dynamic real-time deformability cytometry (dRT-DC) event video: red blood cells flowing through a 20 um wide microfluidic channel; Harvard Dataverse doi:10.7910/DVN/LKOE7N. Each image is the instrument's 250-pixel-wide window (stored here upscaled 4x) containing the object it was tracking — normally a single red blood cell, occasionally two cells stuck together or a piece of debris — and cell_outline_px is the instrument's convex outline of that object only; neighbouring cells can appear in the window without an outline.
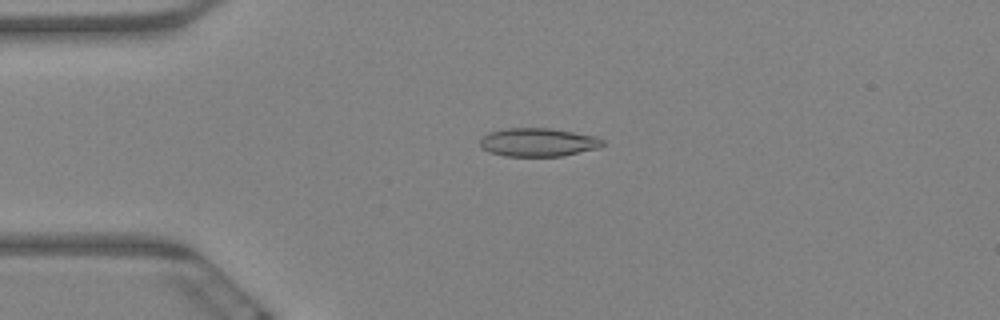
{"species": "Egyptian fruit bat (a non-hibernating species)", "species_latin": "Rousettus aegyptiacus", "temperature_condition": "warm", "stored_images_in_passage": 5, "camera_frame_rate_fps": 3000, "um_per_image_px": 0.085, "animal": {"sex": "female"}, "frame": {"image": 1, "passage_image": 4, "time_ms": 1.0, "image_size_px": [1000, 320], "cell_outline_px": [[604, 144], [600, 148], [564, 156], [504, 156], [488, 152], [480, 148], [480, 140], [488, 132], [504, 128], [552, 128], [596, 136], [604, 140]], "centroid_in_image_um": [45.74, 12.09], "position_along_channel_um": 39.3, "area_um2": 20.63}}